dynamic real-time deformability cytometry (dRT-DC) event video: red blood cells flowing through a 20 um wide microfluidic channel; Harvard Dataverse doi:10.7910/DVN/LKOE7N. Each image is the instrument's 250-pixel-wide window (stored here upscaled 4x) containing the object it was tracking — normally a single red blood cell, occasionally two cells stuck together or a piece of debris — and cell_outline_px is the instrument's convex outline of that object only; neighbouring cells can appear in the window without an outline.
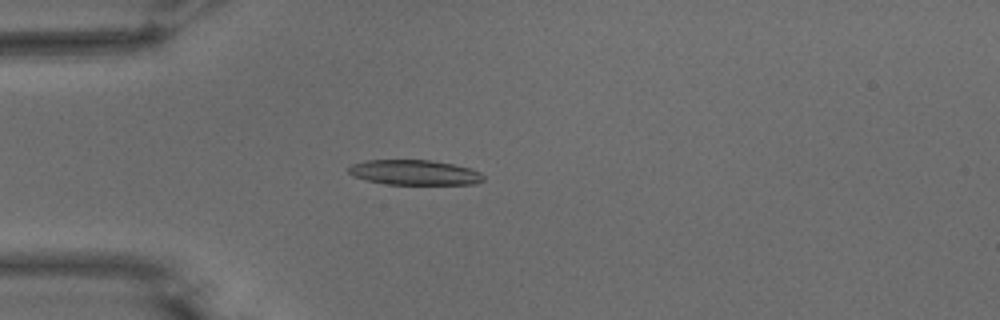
{"species": "common noctule bat (a hibernating species)", "species_latin": "Nyctalus noctula", "temperature_condition": "warm", "stored_images_in_passage": 47, "camera_frame_rate_fps": 3000, "um_per_image_px": 0.085, "animal": {"sex": "male", "body_mass_g": 15.6}, "frame": {"image": 1, "passage_image": 12, "time_ms": 3.667, "image_size_px": [1000, 320], "cell_outline_px": [[484, 180], [476, 184], [384, 184], [352, 176], [348, 172], [348, 168], [352, 164], [364, 160], [428, 160], [452, 164], [468, 168], [480, 172], [484, 176]], "centroid_in_image_um": [35.21, 14.66], "position_along_channel_um": 49.8, "area_um2": 19.59}}
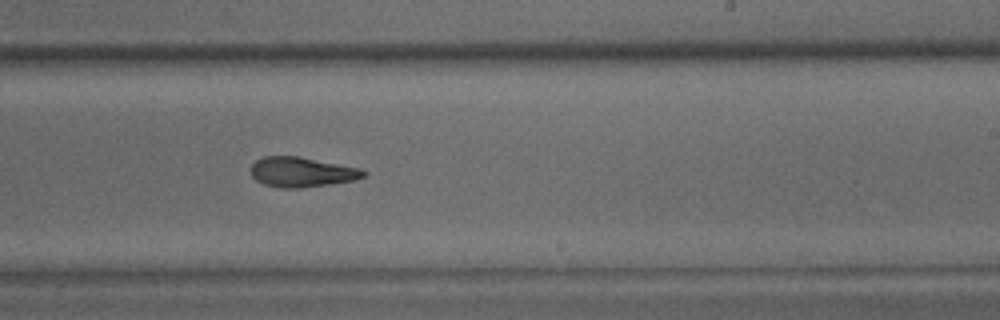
{"frame": {"image": 2, "passage_image": 30, "time_ms": 9.667, "image_size_px": [1000, 320], "cell_outline_px": [[368, 172], [364, 176], [356, 180], [300, 188], [280, 188], [264, 184], [256, 180], [252, 176], [252, 164], [256, 160], [264, 156], [296, 156], [360, 168]], "centroid_in_image_um": [25.65, 14.63], "position_along_channel_um": 263.4, "area_um2": 19.48}}
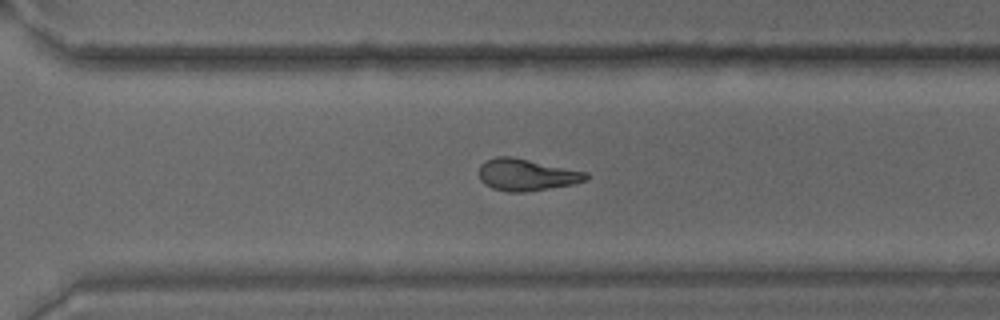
{"frame": {"image": 3, "passage_image": 35, "time_ms": 11.333, "image_size_px": [1000, 320], "cell_outline_px": [[588, 180], [572, 184], [524, 192], [508, 192], [492, 188], [484, 184], [480, 180], [480, 164], [484, 160], [496, 156], [512, 156], [588, 172]], "centroid_in_image_um": [44.74, 14.84], "position_along_channel_um": 325.9, "area_um2": 19.94}, "authors_computed_cell_mechanics": {"area_um2": 20.1144, "velocity_mm_per_s": 3.7576, "shape_relaxation_time_tau1_ms": null, "shape_relaxation_time_tau2_ms": 5.0475, "deformation_change_tau1": null, "deformation_change_tau2": 0.1526}}